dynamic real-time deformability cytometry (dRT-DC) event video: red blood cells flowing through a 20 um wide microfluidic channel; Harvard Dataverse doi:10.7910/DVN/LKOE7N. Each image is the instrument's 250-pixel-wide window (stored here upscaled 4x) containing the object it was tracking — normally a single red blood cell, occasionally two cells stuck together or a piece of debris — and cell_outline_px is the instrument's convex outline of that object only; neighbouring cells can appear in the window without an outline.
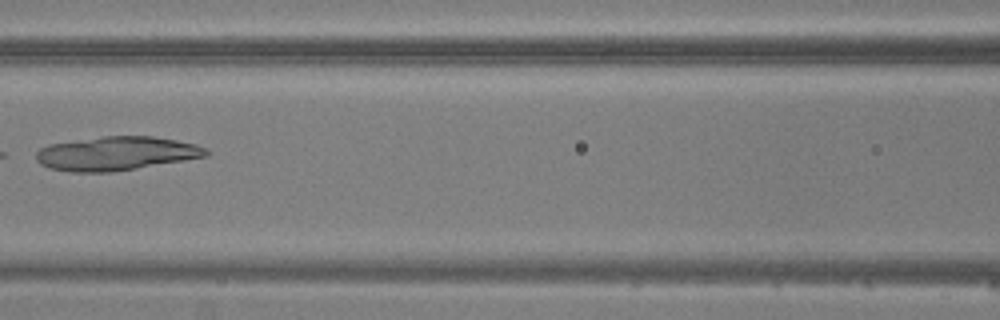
{"species": "common noctule bat (a hibernating species)", "species_latin": "Nyctalus noctula", "temperature_condition": "warm", "stored_images_in_passage": 5, "camera_frame_rate_fps": 3000, "um_per_image_px": 0.085, "animal": {"sex": "male", "body_mass_g": 20.5, "forearm_length_mm": 52.5}, "frame": {"image": 1, "passage_image": 5, "time_ms": 6.0, "image_size_px": [1000, 320], "cell_outline_px": [[212, 152], [208, 156], [112, 172], [72, 172], [48, 168], [40, 164], [36, 160], [36, 152], [40, 148], [48, 144], [104, 136], [152, 136], [176, 140], [196, 144], [208, 148]], "centroid_in_image_um": [9.89, 13.04], "position_along_channel_um": 156.7, "area_um2": 33.64}}